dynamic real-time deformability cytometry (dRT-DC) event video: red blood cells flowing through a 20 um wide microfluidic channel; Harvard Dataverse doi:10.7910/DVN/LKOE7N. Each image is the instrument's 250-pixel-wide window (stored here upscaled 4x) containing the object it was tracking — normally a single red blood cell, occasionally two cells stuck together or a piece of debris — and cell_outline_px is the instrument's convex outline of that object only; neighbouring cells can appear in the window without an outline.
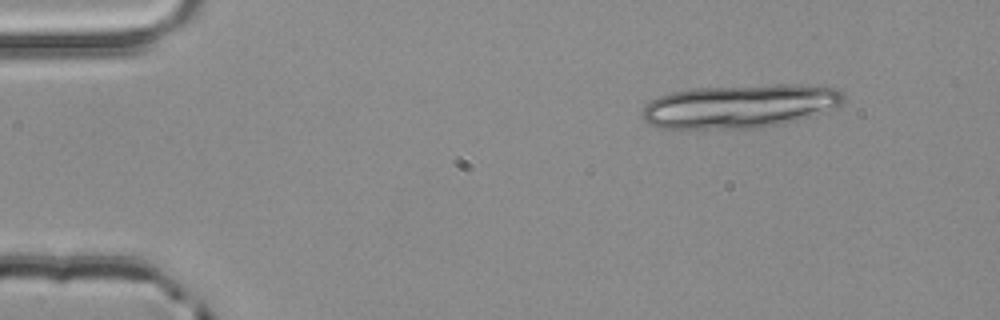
{"species": "common noctule bat (a hibernating species)", "species_latin": "Nyctalus noctula", "temperature_condition": "room temperature", "stored_images_in_passage": 3, "camera_frame_rate_fps": 3000, "um_per_image_px": 0.085, "animal": {"sex": "male", "body_mass_g": 20.4}, "frame": {"image": 1, "passage_image": 1, "time_ms": 0.0, "image_size_px": [1000, 320], "cell_outline_px": [[844, 100], [840, 104], [816, 116], [780, 124], [748, 128], [656, 128], [648, 124], [644, 120], [644, 108], [652, 100], [660, 96], [672, 92], [692, 88], [776, 84], [800, 84], [836, 88], [844, 96]], "centroid_in_image_um": [62.92, 9.01], "position_along_channel_um": 22.1, "area_um2": 50.98}}